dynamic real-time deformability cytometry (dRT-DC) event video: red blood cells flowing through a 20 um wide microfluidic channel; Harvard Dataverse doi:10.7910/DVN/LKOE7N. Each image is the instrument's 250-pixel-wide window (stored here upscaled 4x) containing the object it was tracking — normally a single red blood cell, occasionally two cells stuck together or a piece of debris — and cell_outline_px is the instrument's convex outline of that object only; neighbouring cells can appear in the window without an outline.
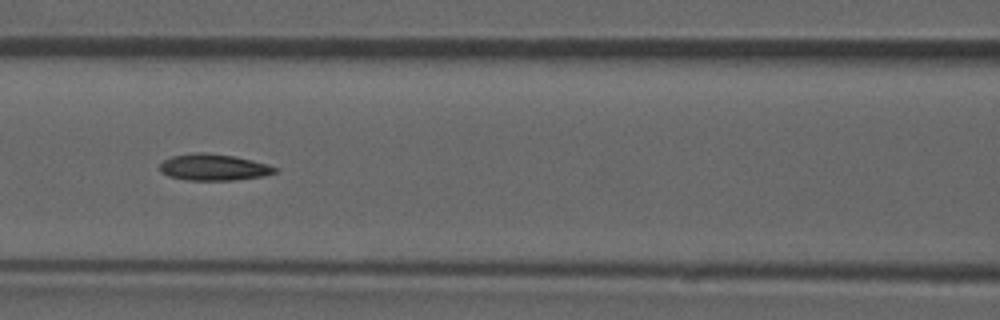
{"species": "common noctule bat (a hibernating species)", "species_latin": "Nyctalus noctula", "temperature_condition": "room temperature", "stored_images_in_passage": 37, "camera_frame_rate_fps": 3000, "um_per_image_px": 0.085, "animal": {"sex": "male", "forearm_length_mm": 52.5}, "frame": {"image": 1, "passage_image": 11, "time_ms": 3.333, "image_size_px": [1000, 320], "cell_outline_px": [[276, 172], [260, 176], [232, 180], [188, 180], [168, 176], [160, 172], [160, 164], [164, 160], [172, 156], [192, 152], [204, 152], [236, 156], [268, 164], [276, 168]], "centroid_in_image_um": [18.11, 14.2], "position_along_channel_um": 148.5, "area_um2": 17.69}, "authors_computed_cell_mechanics": {"area_um2": 17.4556, "velocity_mm_per_s": 3.9011, "shape_relaxation_time_tau1_ms": 9.3397, "shape_relaxation_time_tau2_ms": 3.0202, "deformation_change_tau1": 0.1974, "deformation_change_tau2": 0.0946}}